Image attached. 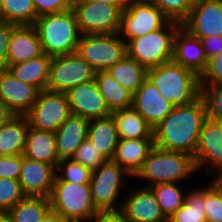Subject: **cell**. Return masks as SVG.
I'll list each match as a JSON object with an SVG mask.
<instances>
[{"mask_svg": "<svg viewBox=\"0 0 222 222\" xmlns=\"http://www.w3.org/2000/svg\"><path fill=\"white\" fill-rule=\"evenodd\" d=\"M25 196L17 179L0 178V209L3 213L13 208Z\"/></svg>", "mask_w": 222, "mask_h": 222, "instance_id": "obj_37", "label": "cell"}, {"mask_svg": "<svg viewBox=\"0 0 222 222\" xmlns=\"http://www.w3.org/2000/svg\"><path fill=\"white\" fill-rule=\"evenodd\" d=\"M170 20L149 0H131L121 12L119 35L127 43L149 32L163 28Z\"/></svg>", "mask_w": 222, "mask_h": 222, "instance_id": "obj_10", "label": "cell"}, {"mask_svg": "<svg viewBox=\"0 0 222 222\" xmlns=\"http://www.w3.org/2000/svg\"><path fill=\"white\" fill-rule=\"evenodd\" d=\"M50 209L49 197L25 196L5 214L12 222H39Z\"/></svg>", "mask_w": 222, "mask_h": 222, "instance_id": "obj_32", "label": "cell"}, {"mask_svg": "<svg viewBox=\"0 0 222 222\" xmlns=\"http://www.w3.org/2000/svg\"><path fill=\"white\" fill-rule=\"evenodd\" d=\"M180 23L169 21L163 28L127 42V55L147 70L173 60L174 35Z\"/></svg>", "mask_w": 222, "mask_h": 222, "instance_id": "obj_7", "label": "cell"}, {"mask_svg": "<svg viewBox=\"0 0 222 222\" xmlns=\"http://www.w3.org/2000/svg\"><path fill=\"white\" fill-rule=\"evenodd\" d=\"M0 222H12L10 220V218L4 213L1 217H0Z\"/></svg>", "mask_w": 222, "mask_h": 222, "instance_id": "obj_51", "label": "cell"}, {"mask_svg": "<svg viewBox=\"0 0 222 222\" xmlns=\"http://www.w3.org/2000/svg\"><path fill=\"white\" fill-rule=\"evenodd\" d=\"M174 105L161 96L147 79L133 95V108L154 128L173 109Z\"/></svg>", "mask_w": 222, "mask_h": 222, "instance_id": "obj_20", "label": "cell"}, {"mask_svg": "<svg viewBox=\"0 0 222 222\" xmlns=\"http://www.w3.org/2000/svg\"><path fill=\"white\" fill-rule=\"evenodd\" d=\"M16 114L0 100V128L8 123Z\"/></svg>", "mask_w": 222, "mask_h": 222, "instance_id": "obj_47", "label": "cell"}, {"mask_svg": "<svg viewBox=\"0 0 222 222\" xmlns=\"http://www.w3.org/2000/svg\"><path fill=\"white\" fill-rule=\"evenodd\" d=\"M55 141V132L38 130L29 126L23 157L57 166L60 160Z\"/></svg>", "mask_w": 222, "mask_h": 222, "instance_id": "obj_24", "label": "cell"}, {"mask_svg": "<svg viewBox=\"0 0 222 222\" xmlns=\"http://www.w3.org/2000/svg\"><path fill=\"white\" fill-rule=\"evenodd\" d=\"M82 35L119 34L121 10L108 3L74 0L72 7Z\"/></svg>", "mask_w": 222, "mask_h": 222, "instance_id": "obj_8", "label": "cell"}, {"mask_svg": "<svg viewBox=\"0 0 222 222\" xmlns=\"http://www.w3.org/2000/svg\"><path fill=\"white\" fill-rule=\"evenodd\" d=\"M173 60L195 72L199 77L205 71L208 60L201 40L180 26L174 35Z\"/></svg>", "mask_w": 222, "mask_h": 222, "instance_id": "obj_19", "label": "cell"}, {"mask_svg": "<svg viewBox=\"0 0 222 222\" xmlns=\"http://www.w3.org/2000/svg\"><path fill=\"white\" fill-rule=\"evenodd\" d=\"M206 118V104L201 95L190 104L174 106L172 111L153 128L155 146L194 157Z\"/></svg>", "mask_w": 222, "mask_h": 222, "instance_id": "obj_1", "label": "cell"}, {"mask_svg": "<svg viewBox=\"0 0 222 222\" xmlns=\"http://www.w3.org/2000/svg\"><path fill=\"white\" fill-rule=\"evenodd\" d=\"M95 70L77 53L52 57L47 89L61 93L94 79Z\"/></svg>", "mask_w": 222, "mask_h": 222, "instance_id": "obj_12", "label": "cell"}, {"mask_svg": "<svg viewBox=\"0 0 222 222\" xmlns=\"http://www.w3.org/2000/svg\"><path fill=\"white\" fill-rule=\"evenodd\" d=\"M33 26L44 54L55 57L77 51L82 34L73 9L39 16Z\"/></svg>", "mask_w": 222, "mask_h": 222, "instance_id": "obj_2", "label": "cell"}, {"mask_svg": "<svg viewBox=\"0 0 222 222\" xmlns=\"http://www.w3.org/2000/svg\"><path fill=\"white\" fill-rule=\"evenodd\" d=\"M170 20L182 24L193 7L194 0H149Z\"/></svg>", "mask_w": 222, "mask_h": 222, "instance_id": "obj_36", "label": "cell"}, {"mask_svg": "<svg viewBox=\"0 0 222 222\" xmlns=\"http://www.w3.org/2000/svg\"><path fill=\"white\" fill-rule=\"evenodd\" d=\"M207 117L222 122V83L217 85H200Z\"/></svg>", "mask_w": 222, "mask_h": 222, "instance_id": "obj_39", "label": "cell"}, {"mask_svg": "<svg viewBox=\"0 0 222 222\" xmlns=\"http://www.w3.org/2000/svg\"><path fill=\"white\" fill-rule=\"evenodd\" d=\"M90 222H125L120 212H105L97 214Z\"/></svg>", "mask_w": 222, "mask_h": 222, "instance_id": "obj_46", "label": "cell"}, {"mask_svg": "<svg viewBox=\"0 0 222 222\" xmlns=\"http://www.w3.org/2000/svg\"><path fill=\"white\" fill-rule=\"evenodd\" d=\"M193 158L197 172L203 169L204 177L222 174V122L206 118Z\"/></svg>", "mask_w": 222, "mask_h": 222, "instance_id": "obj_13", "label": "cell"}, {"mask_svg": "<svg viewBox=\"0 0 222 222\" xmlns=\"http://www.w3.org/2000/svg\"><path fill=\"white\" fill-rule=\"evenodd\" d=\"M32 0H2L0 19L15 25H33L37 18Z\"/></svg>", "mask_w": 222, "mask_h": 222, "instance_id": "obj_34", "label": "cell"}, {"mask_svg": "<svg viewBox=\"0 0 222 222\" xmlns=\"http://www.w3.org/2000/svg\"><path fill=\"white\" fill-rule=\"evenodd\" d=\"M106 71L123 87L135 94L146 79L147 69L126 55Z\"/></svg>", "mask_w": 222, "mask_h": 222, "instance_id": "obj_31", "label": "cell"}, {"mask_svg": "<svg viewBox=\"0 0 222 222\" xmlns=\"http://www.w3.org/2000/svg\"><path fill=\"white\" fill-rule=\"evenodd\" d=\"M140 185L141 183L135 188H131L130 185L123 197L120 210L123 220L125 222H167L168 219L164 216L153 191Z\"/></svg>", "mask_w": 222, "mask_h": 222, "instance_id": "obj_14", "label": "cell"}, {"mask_svg": "<svg viewBox=\"0 0 222 222\" xmlns=\"http://www.w3.org/2000/svg\"><path fill=\"white\" fill-rule=\"evenodd\" d=\"M146 79L174 106L190 104L201 95L200 77L174 60L147 70Z\"/></svg>", "mask_w": 222, "mask_h": 222, "instance_id": "obj_4", "label": "cell"}, {"mask_svg": "<svg viewBox=\"0 0 222 222\" xmlns=\"http://www.w3.org/2000/svg\"><path fill=\"white\" fill-rule=\"evenodd\" d=\"M72 159L91 171L97 170L107 159L97 150L94 144L85 139L77 148Z\"/></svg>", "mask_w": 222, "mask_h": 222, "instance_id": "obj_38", "label": "cell"}, {"mask_svg": "<svg viewBox=\"0 0 222 222\" xmlns=\"http://www.w3.org/2000/svg\"><path fill=\"white\" fill-rule=\"evenodd\" d=\"M154 146V138L119 139L112 161L134 178Z\"/></svg>", "mask_w": 222, "mask_h": 222, "instance_id": "obj_22", "label": "cell"}, {"mask_svg": "<svg viewBox=\"0 0 222 222\" xmlns=\"http://www.w3.org/2000/svg\"><path fill=\"white\" fill-rule=\"evenodd\" d=\"M14 26L0 19V70L7 68L8 48Z\"/></svg>", "mask_w": 222, "mask_h": 222, "instance_id": "obj_44", "label": "cell"}, {"mask_svg": "<svg viewBox=\"0 0 222 222\" xmlns=\"http://www.w3.org/2000/svg\"><path fill=\"white\" fill-rule=\"evenodd\" d=\"M50 199L51 210L69 222H90L96 209L90 184L61 181L55 177Z\"/></svg>", "mask_w": 222, "mask_h": 222, "instance_id": "obj_5", "label": "cell"}, {"mask_svg": "<svg viewBox=\"0 0 222 222\" xmlns=\"http://www.w3.org/2000/svg\"><path fill=\"white\" fill-rule=\"evenodd\" d=\"M201 43L207 57V60L213 58L220 52H222V36L213 35L205 38H201Z\"/></svg>", "mask_w": 222, "mask_h": 222, "instance_id": "obj_45", "label": "cell"}, {"mask_svg": "<svg viewBox=\"0 0 222 222\" xmlns=\"http://www.w3.org/2000/svg\"><path fill=\"white\" fill-rule=\"evenodd\" d=\"M92 171L71 159L60 160L56 166V177L61 181L90 184Z\"/></svg>", "mask_w": 222, "mask_h": 222, "instance_id": "obj_35", "label": "cell"}, {"mask_svg": "<svg viewBox=\"0 0 222 222\" xmlns=\"http://www.w3.org/2000/svg\"><path fill=\"white\" fill-rule=\"evenodd\" d=\"M181 183H159L149 187L164 214L169 219L184 203L187 188Z\"/></svg>", "mask_w": 222, "mask_h": 222, "instance_id": "obj_33", "label": "cell"}, {"mask_svg": "<svg viewBox=\"0 0 222 222\" xmlns=\"http://www.w3.org/2000/svg\"><path fill=\"white\" fill-rule=\"evenodd\" d=\"M51 60V56L43 54L25 62L7 65L6 69L18 80L41 91L47 89Z\"/></svg>", "mask_w": 222, "mask_h": 222, "instance_id": "obj_25", "label": "cell"}, {"mask_svg": "<svg viewBox=\"0 0 222 222\" xmlns=\"http://www.w3.org/2000/svg\"><path fill=\"white\" fill-rule=\"evenodd\" d=\"M29 123L25 115H16L0 128V156L23 154Z\"/></svg>", "mask_w": 222, "mask_h": 222, "instance_id": "obj_28", "label": "cell"}, {"mask_svg": "<svg viewBox=\"0 0 222 222\" xmlns=\"http://www.w3.org/2000/svg\"><path fill=\"white\" fill-rule=\"evenodd\" d=\"M98 3H108L118 7L121 11L125 10L131 0H89Z\"/></svg>", "mask_w": 222, "mask_h": 222, "instance_id": "obj_50", "label": "cell"}, {"mask_svg": "<svg viewBox=\"0 0 222 222\" xmlns=\"http://www.w3.org/2000/svg\"><path fill=\"white\" fill-rule=\"evenodd\" d=\"M37 16L72 9L74 0H32Z\"/></svg>", "mask_w": 222, "mask_h": 222, "instance_id": "obj_42", "label": "cell"}, {"mask_svg": "<svg viewBox=\"0 0 222 222\" xmlns=\"http://www.w3.org/2000/svg\"><path fill=\"white\" fill-rule=\"evenodd\" d=\"M94 80L111 112L133 106V93L123 87L107 71H96Z\"/></svg>", "mask_w": 222, "mask_h": 222, "instance_id": "obj_27", "label": "cell"}, {"mask_svg": "<svg viewBox=\"0 0 222 222\" xmlns=\"http://www.w3.org/2000/svg\"><path fill=\"white\" fill-rule=\"evenodd\" d=\"M210 182L207 180V184L217 193L218 197L222 201V174L209 175Z\"/></svg>", "mask_w": 222, "mask_h": 222, "instance_id": "obj_48", "label": "cell"}, {"mask_svg": "<svg viewBox=\"0 0 222 222\" xmlns=\"http://www.w3.org/2000/svg\"><path fill=\"white\" fill-rule=\"evenodd\" d=\"M181 26L199 39L222 36V0H194L189 16Z\"/></svg>", "mask_w": 222, "mask_h": 222, "instance_id": "obj_15", "label": "cell"}, {"mask_svg": "<svg viewBox=\"0 0 222 222\" xmlns=\"http://www.w3.org/2000/svg\"><path fill=\"white\" fill-rule=\"evenodd\" d=\"M119 139L154 138L153 127L132 107L112 112Z\"/></svg>", "mask_w": 222, "mask_h": 222, "instance_id": "obj_29", "label": "cell"}, {"mask_svg": "<svg viewBox=\"0 0 222 222\" xmlns=\"http://www.w3.org/2000/svg\"><path fill=\"white\" fill-rule=\"evenodd\" d=\"M39 90L15 78L7 69L0 70V100L16 115H25L37 100Z\"/></svg>", "mask_w": 222, "mask_h": 222, "instance_id": "obj_18", "label": "cell"}, {"mask_svg": "<svg viewBox=\"0 0 222 222\" xmlns=\"http://www.w3.org/2000/svg\"><path fill=\"white\" fill-rule=\"evenodd\" d=\"M4 213L1 211V209H0V217L3 215Z\"/></svg>", "mask_w": 222, "mask_h": 222, "instance_id": "obj_52", "label": "cell"}, {"mask_svg": "<svg viewBox=\"0 0 222 222\" xmlns=\"http://www.w3.org/2000/svg\"><path fill=\"white\" fill-rule=\"evenodd\" d=\"M196 174L199 173L193 156L154 146L134 180H142L145 184L143 187L149 188L159 183H186V179Z\"/></svg>", "mask_w": 222, "mask_h": 222, "instance_id": "obj_3", "label": "cell"}, {"mask_svg": "<svg viewBox=\"0 0 222 222\" xmlns=\"http://www.w3.org/2000/svg\"><path fill=\"white\" fill-rule=\"evenodd\" d=\"M88 138L107 160H112L119 141L113 116L90 120Z\"/></svg>", "mask_w": 222, "mask_h": 222, "instance_id": "obj_26", "label": "cell"}, {"mask_svg": "<svg viewBox=\"0 0 222 222\" xmlns=\"http://www.w3.org/2000/svg\"><path fill=\"white\" fill-rule=\"evenodd\" d=\"M76 52L95 71H106L127 55V43L119 34L82 35Z\"/></svg>", "mask_w": 222, "mask_h": 222, "instance_id": "obj_9", "label": "cell"}, {"mask_svg": "<svg viewBox=\"0 0 222 222\" xmlns=\"http://www.w3.org/2000/svg\"><path fill=\"white\" fill-rule=\"evenodd\" d=\"M39 222H69L51 209L42 217Z\"/></svg>", "mask_w": 222, "mask_h": 222, "instance_id": "obj_49", "label": "cell"}, {"mask_svg": "<svg viewBox=\"0 0 222 222\" xmlns=\"http://www.w3.org/2000/svg\"><path fill=\"white\" fill-rule=\"evenodd\" d=\"M71 114L66 93L44 89L25 116L30 127L55 132Z\"/></svg>", "mask_w": 222, "mask_h": 222, "instance_id": "obj_11", "label": "cell"}, {"mask_svg": "<svg viewBox=\"0 0 222 222\" xmlns=\"http://www.w3.org/2000/svg\"><path fill=\"white\" fill-rule=\"evenodd\" d=\"M203 184H205L206 222H222V201L207 183Z\"/></svg>", "mask_w": 222, "mask_h": 222, "instance_id": "obj_40", "label": "cell"}, {"mask_svg": "<svg viewBox=\"0 0 222 222\" xmlns=\"http://www.w3.org/2000/svg\"><path fill=\"white\" fill-rule=\"evenodd\" d=\"M186 193L184 203L167 222H206L205 185L194 186Z\"/></svg>", "mask_w": 222, "mask_h": 222, "instance_id": "obj_30", "label": "cell"}, {"mask_svg": "<svg viewBox=\"0 0 222 222\" xmlns=\"http://www.w3.org/2000/svg\"><path fill=\"white\" fill-rule=\"evenodd\" d=\"M66 94L74 115L93 120L112 114L94 79L72 87Z\"/></svg>", "mask_w": 222, "mask_h": 222, "instance_id": "obj_16", "label": "cell"}, {"mask_svg": "<svg viewBox=\"0 0 222 222\" xmlns=\"http://www.w3.org/2000/svg\"><path fill=\"white\" fill-rule=\"evenodd\" d=\"M131 178L133 179L112 160H107L97 170L92 171L90 186L96 209L100 213L120 212L123 204L122 197L125 196L121 192L123 190L127 192L129 187L126 185L129 184L126 181Z\"/></svg>", "mask_w": 222, "mask_h": 222, "instance_id": "obj_6", "label": "cell"}, {"mask_svg": "<svg viewBox=\"0 0 222 222\" xmlns=\"http://www.w3.org/2000/svg\"><path fill=\"white\" fill-rule=\"evenodd\" d=\"M56 177V166L23 157L19 183L26 196L51 195Z\"/></svg>", "mask_w": 222, "mask_h": 222, "instance_id": "obj_17", "label": "cell"}, {"mask_svg": "<svg viewBox=\"0 0 222 222\" xmlns=\"http://www.w3.org/2000/svg\"><path fill=\"white\" fill-rule=\"evenodd\" d=\"M222 83V52L208 60L205 71L200 76V85Z\"/></svg>", "mask_w": 222, "mask_h": 222, "instance_id": "obj_41", "label": "cell"}, {"mask_svg": "<svg viewBox=\"0 0 222 222\" xmlns=\"http://www.w3.org/2000/svg\"><path fill=\"white\" fill-rule=\"evenodd\" d=\"M22 168V154L0 156V178L19 179Z\"/></svg>", "mask_w": 222, "mask_h": 222, "instance_id": "obj_43", "label": "cell"}, {"mask_svg": "<svg viewBox=\"0 0 222 222\" xmlns=\"http://www.w3.org/2000/svg\"><path fill=\"white\" fill-rule=\"evenodd\" d=\"M41 41L33 25H15L10 37L7 65L43 55Z\"/></svg>", "mask_w": 222, "mask_h": 222, "instance_id": "obj_21", "label": "cell"}, {"mask_svg": "<svg viewBox=\"0 0 222 222\" xmlns=\"http://www.w3.org/2000/svg\"><path fill=\"white\" fill-rule=\"evenodd\" d=\"M90 120L71 114L55 131L59 160L71 159L81 143L88 138Z\"/></svg>", "mask_w": 222, "mask_h": 222, "instance_id": "obj_23", "label": "cell"}]
</instances>
